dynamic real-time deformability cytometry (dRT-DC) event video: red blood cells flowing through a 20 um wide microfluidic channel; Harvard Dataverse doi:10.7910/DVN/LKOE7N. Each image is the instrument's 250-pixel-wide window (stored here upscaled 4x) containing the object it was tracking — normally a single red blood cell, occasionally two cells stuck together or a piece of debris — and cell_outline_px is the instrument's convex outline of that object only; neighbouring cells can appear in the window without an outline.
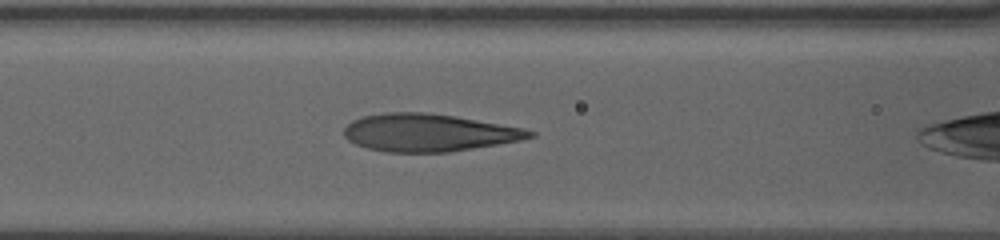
{"species": "human", "species_latin": "Homo sapiens", "temperature_condition": "warm", "stored_images_in_passage": 41, "camera_frame_rate_fps": 3000, "um_per_image_px": 0.085, "donor": {"sex": "female"}, "frame": {"image": 1, "passage_image": 15, "time_ms": 4.667, "image_size_px": [1000, 240], "cell_outline_px": [[536, 136], [520, 140], [452, 152], [384, 152], [368, 148], [356, 144], [348, 140], [344, 136], [344, 128], [352, 120], [360, 116], [384, 112], [424, 112], [456, 116], [524, 128], [536, 132]], "centroid_in_image_um": [36.42, 11.27], "position_along_channel_um": 130.2, "area_um2": 40.86}}
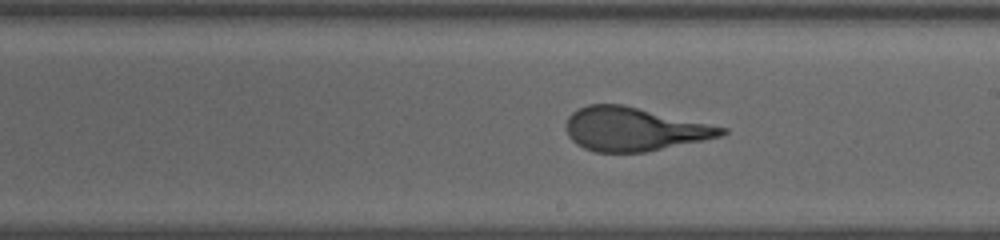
{"frame": {"image": 2, "passage_image": 24, "time_ms": 7.667, "image_size_px": [1000, 240], "cell_outline_px": [[728, 132], [720, 136], [644, 152], [596, 152], [584, 148], [576, 144], [568, 136], [568, 116], [572, 112], [588, 104], [620, 104], [728, 128]], "centroid_in_image_um": [53.86, 10.98], "position_along_channel_um": 235.1, "area_um2": 38.73}}
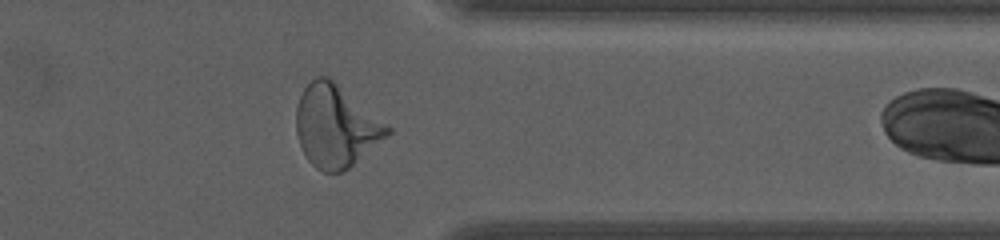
{"frame": {"image": 3, "passage_image": 37, "time_ms": 12.0, "image_size_px": [1000, 240], "cell_outline_px": [[392, 132], [388, 136], [344, 172], [324, 172], [316, 168], [308, 160], [300, 144], [296, 132], [296, 108], [300, 96], [304, 88], [316, 76], [328, 76], [392, 128]], "centroid_in_image_um": [28.54, 10.73], "position_along_channel_um": 382.9, "area_um2": 43.29}}